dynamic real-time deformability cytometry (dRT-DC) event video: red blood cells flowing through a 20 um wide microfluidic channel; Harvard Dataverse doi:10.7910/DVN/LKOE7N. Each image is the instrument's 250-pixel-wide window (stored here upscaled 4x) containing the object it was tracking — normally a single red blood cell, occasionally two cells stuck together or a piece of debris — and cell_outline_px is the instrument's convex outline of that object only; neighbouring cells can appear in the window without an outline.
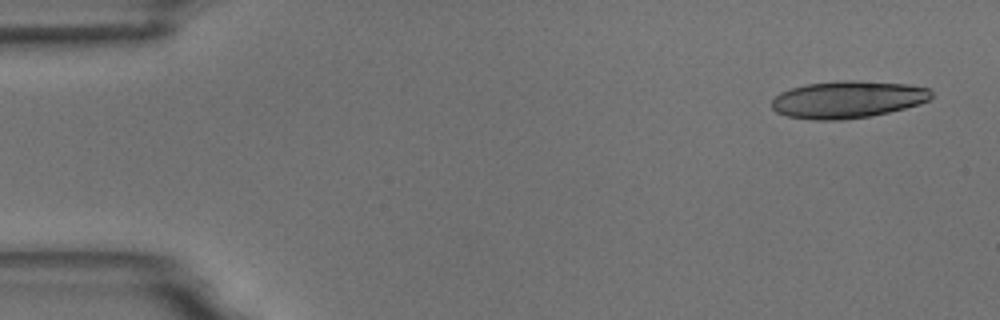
{"species": "common noctule bat (a hibernating species)", "species_latin": "Nyctalus noctula", "temperature_condition": "room temperature", "stored_images_in_passage": 5, "camera_frame_rate_fps": 3000, "um_per_image_px": 0.085, "animal": {"sex": "male", "body_mass_g": 18.8}, "frame": {"image": 1, "passage_image": 1, "time_ms": 0.0, "image_size_px": [1000, 320], "cell_outline_px": [[932, 96], [928, 100], [920, 104], [888, 112], [868, 116], [844, 120], [816, 120], [788, 116], [776, 112], [772, 108], [772, 100], [780, 92], [792, 88], [808, 84], [836, 80], [852, 80], [908, 84], [928, 88], [932, 92]], "centroid_in_image_um": [72.05, 8.45], "position_along_channel_um": 13.0, "area_um2": 34.51}}